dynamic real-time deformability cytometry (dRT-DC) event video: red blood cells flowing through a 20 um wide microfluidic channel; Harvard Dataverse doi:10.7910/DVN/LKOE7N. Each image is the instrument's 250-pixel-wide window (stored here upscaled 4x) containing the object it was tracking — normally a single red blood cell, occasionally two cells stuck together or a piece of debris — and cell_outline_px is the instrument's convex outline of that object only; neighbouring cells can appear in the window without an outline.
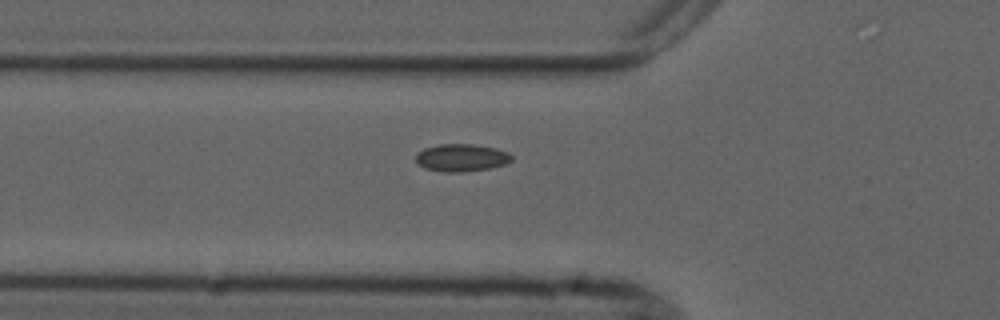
{"species": "common noctule bat (a hibernating species)", "species_latin": "Nyctalus noctula", "temperature_condition": "cold", "stored_images_in_passage": 6, "camera_frame_rate_fps": 3000, "um_per_image_px": 0.085, "animal": {"sex": "male", "forearm_length_mm": 52.5}, "frame": {"image": 1, "passage_image": 6, "time_ms": 6.0, "image_size_px": [1000, 320], "cell_outline_px": [[512, 160], [504, 164], [488, 168], [464, 172], [444, 172], [424, 168], [416, 160], [416, 152], [424, 148], [440, 144], [472, 144], [496, 148], [508, 152], [512, 156]], "centroid_in_image_um": [39.21, 13.4], "position_along_channel_um": 86.6, "area_um2": 15.32}}